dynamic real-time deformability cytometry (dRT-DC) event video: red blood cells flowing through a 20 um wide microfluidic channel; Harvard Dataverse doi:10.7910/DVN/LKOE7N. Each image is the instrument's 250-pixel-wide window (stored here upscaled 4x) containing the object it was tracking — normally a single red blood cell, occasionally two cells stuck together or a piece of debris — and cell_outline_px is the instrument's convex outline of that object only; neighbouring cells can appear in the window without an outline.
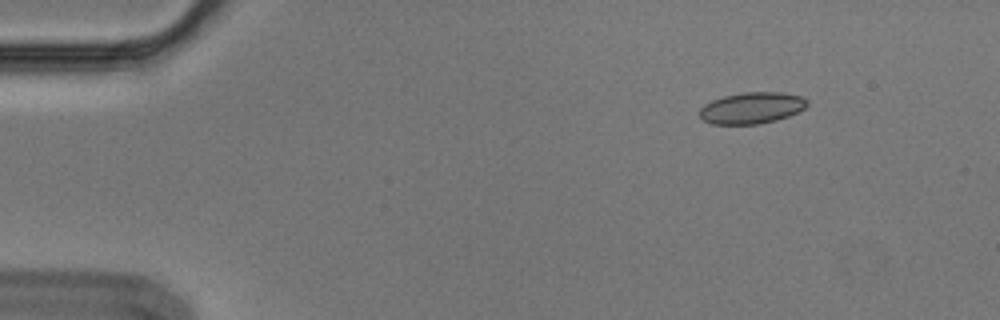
{"species": "Egyptian fruit bat (a non-hibernating species)", "species_latin": "Rousettus aegyptiacus", "temperature_condition": "cold", "stored_images_in_passage": 5, "camera_frame_rate_fps": 3000, "um_per_image_px": 0.085, "animal": {"sex": "male"}, "frame": {"image": 1, "passage_image": 2, "time_ms": 0.333, "image_size_px": [1000, 320], "cell_outline_px": [[808, 104], [804, 108], [788, 116], [776, 120], [760, 124], [712, 124], [704, 120], [700, 116], [700, 108], [704, 104], [712, 100], [724, 96], [744, 92], [784, 92], [800, 96], [808, 100]], "centroid_in_image_um": [63.9, 9.17], "position_along_channel_um": 21.1, "area_um2": 19.65}}
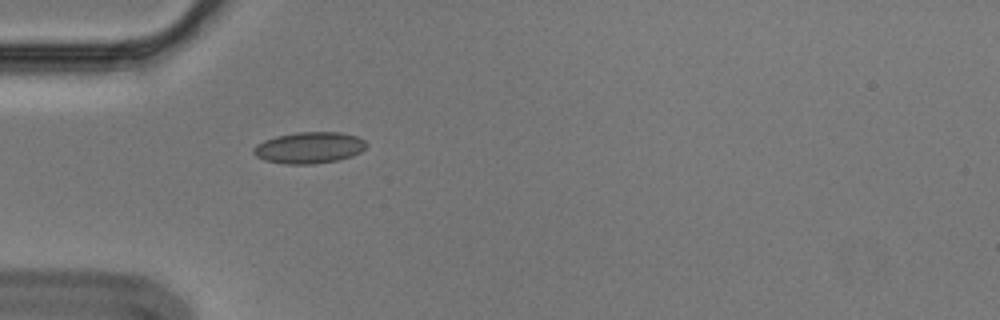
{"frame": {"image": 2, "passage_image": 5, "time_ms": 1.333, "image_size_px": [1000, 320], "cell_outline_px": [[368, 144], [360, 152], [352, 156], [336, 160], [312, 164], [284, 164], [264, 160], [256, 156], [252, 152], [252, 148], [256, 144], [264, 140], [276, 136], [296, 132], [340, 132], [356, 136], [364, 140]], "centroid_in_image_um": [26.25, 12.55], "position_along_channel_um": 58.8, "area_um2": 20.69}}